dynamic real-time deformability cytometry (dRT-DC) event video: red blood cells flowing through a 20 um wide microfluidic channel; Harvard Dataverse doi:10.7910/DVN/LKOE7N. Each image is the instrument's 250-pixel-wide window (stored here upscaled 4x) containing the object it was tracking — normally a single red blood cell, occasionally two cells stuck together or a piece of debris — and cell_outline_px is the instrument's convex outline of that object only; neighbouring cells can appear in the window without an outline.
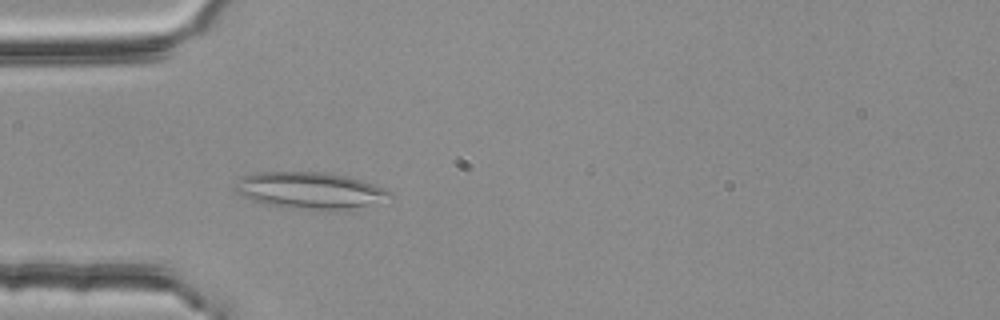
{"species": "common noctule bat (a hibernating species)", "species_latin": "Nyctalus noctula", "temperature_condition": "room temperature", "stored_images_in_passage": 52, "camera_frame_rate_fps": 3000, "um_per_image_px": 0.085, "animal": {"sex": "female", "body_mass_g": 25.1}, "frame": {"image": 1, "passage_image": 16, "time_ms": 5.0, "image_size_px": [1000, 320], "cell_outline_px": [[392, 196], [344, 212], [288, 208], [260, 204], [236, 192], [236, 188], [240, 176], [256, 172], [324, 172], [348, 176], [384, 188], [392, 192]], "centroid_in_image_um": [26.32, 16.21], "position_along_channel_um": 58.7, "area_um2": 33.35}}
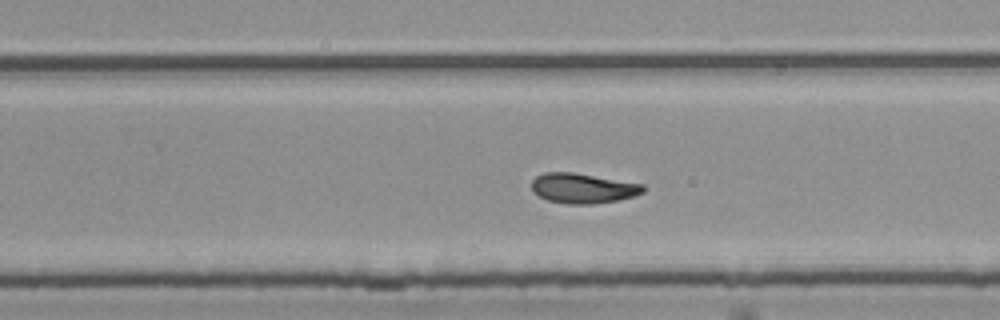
{"frame": {"image": 2, "passage_image": 34, "time_ms": 11.0, "image_size_px": [1000, 320], "cell_outline_px": [[648, 188], [644, 192], [636, 196], [616, 200], [592, 204], [568, 204], [548, 200], [532, 192], [532, 180], [536, 176], [544, 172], [572, 172], [644, 184]], "centroid_in_image_um": [49.57, 16.0], "position_along_channel_um": 280.2, "area_um2": 19.59}}
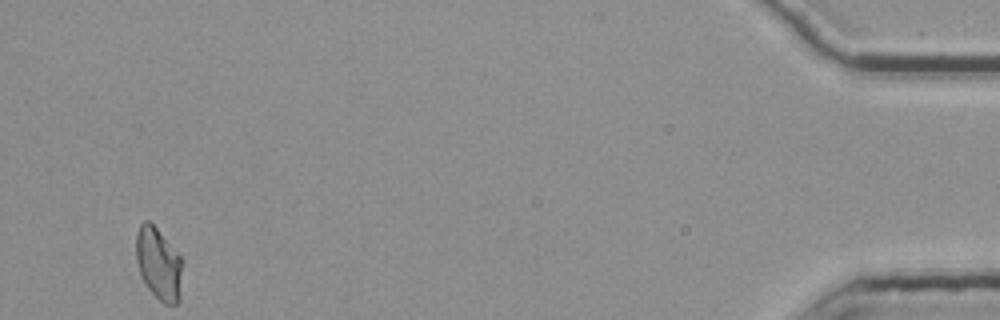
{"frame": {"image": 3, "passage_image": 52, "time_ms": 17.0, "image_size_px": [1000, 320], "cell_outline_px": [[184, 260], [180, 300], [176, 304], [164, 304], [148, 288], [140, 276], [136, 260], [136, 236], [140, 224], [144, 220], [148, 220], [156, 228]], "centroid_in_image_um": [13.51, 22.44], "position_along_channel_um": 421.7, "area_um2": 19.71}}